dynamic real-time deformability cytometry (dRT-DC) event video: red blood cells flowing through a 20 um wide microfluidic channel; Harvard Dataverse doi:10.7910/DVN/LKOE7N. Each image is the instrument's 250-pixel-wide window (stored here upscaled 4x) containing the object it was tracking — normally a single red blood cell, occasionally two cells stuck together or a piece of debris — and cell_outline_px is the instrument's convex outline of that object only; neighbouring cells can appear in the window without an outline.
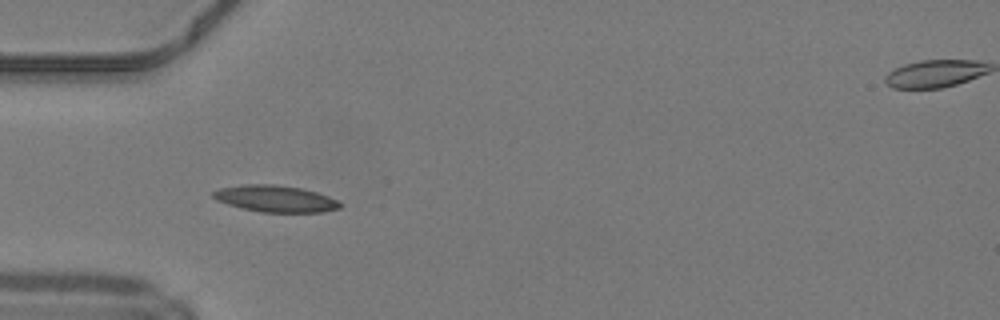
{"species": "common noctule bat (a hibernating species)", "species_latin": "Nyctalus noctula", "temperature_condition": "warm", "stored_images_in_passage": 34, "camera_frame_rate_fps": 3000, "um_per_image_px": 0.085, "animal": {"sex": "male", "body_mass_g": 19.2, "forearm_length_mm": 51.8}, "frame": {"image": 1, "passage_image": 1, "time_ms": 0.0, "image_size_px": [1000, 320], "cell_outline_px": [[344, 204], [340, 208], [324, 212], [260, 212], [228, 204], [216, 200], [212, 196], [212, 192], [220, 188], [244, 184], [276, 184], [300, 188], [316, 192], [328, 196]], "centroid_in_image_um": [23.43, 16.89], "position_along_channel_um": 61.6, "area_um2": 19.65}}
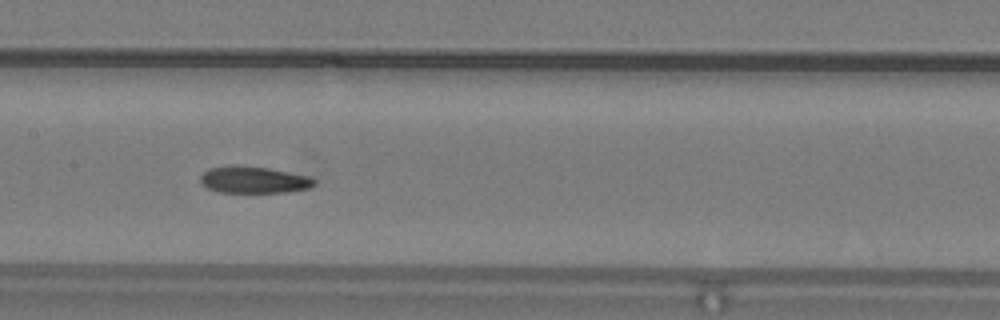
{"frame": {"image": 2, "passage_image": 10, "time_ms": 3.0, "image_size_px": [1000, 320], "cell_outline_px": [[316, 184], [308, 188], [288, 192], [220, 192], [208, 188], [200, 184], [200, 176], [208, 168], [228, 164], [236, 164], [268, 168], [312, 176], [316, 180]], "centroid_in_image_um": [21.56, 15.26], "position_along_channel_um": 185.8, "area_um2": 18.15}}
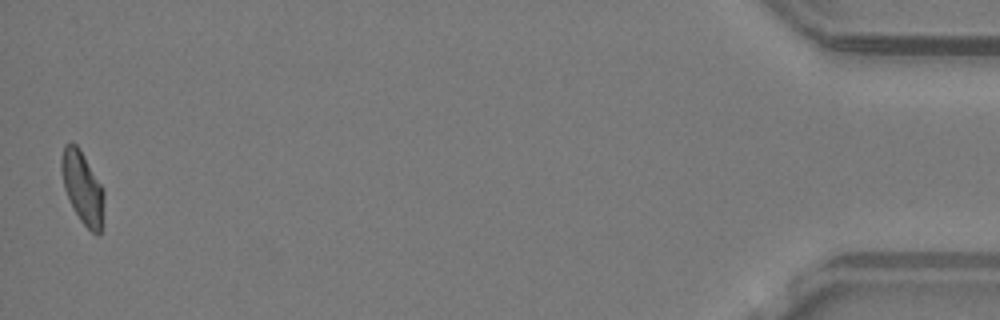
{"frame": {"image": 3, "passage_image": 34, "time_ms": 11.0, "image_size_px": [1000, 320], "cell_outline_px": [[104, 196], [100, 236], [96, 236], [80, 220], [64, 188], [60, 168], [60, 160], [64, 144], [72, 140], [76, 144], [84, 156], [104, 188]], "centroid_in_image_um": [7.01, 15.91], "position_along_channel_um": 428.2, "area_um2": 17.92}, "authors_computed_cell_mechanics": {"area_um2": 18.2359, "velocity_mm_per_s": 4.1992, "shape_relaxation_time_tau1_ms": null, "shape_relaxation_time_tau2_ms": 3.3508, "deformation_change_tau1": null, "deformation_change_tau2": 0.0889}}